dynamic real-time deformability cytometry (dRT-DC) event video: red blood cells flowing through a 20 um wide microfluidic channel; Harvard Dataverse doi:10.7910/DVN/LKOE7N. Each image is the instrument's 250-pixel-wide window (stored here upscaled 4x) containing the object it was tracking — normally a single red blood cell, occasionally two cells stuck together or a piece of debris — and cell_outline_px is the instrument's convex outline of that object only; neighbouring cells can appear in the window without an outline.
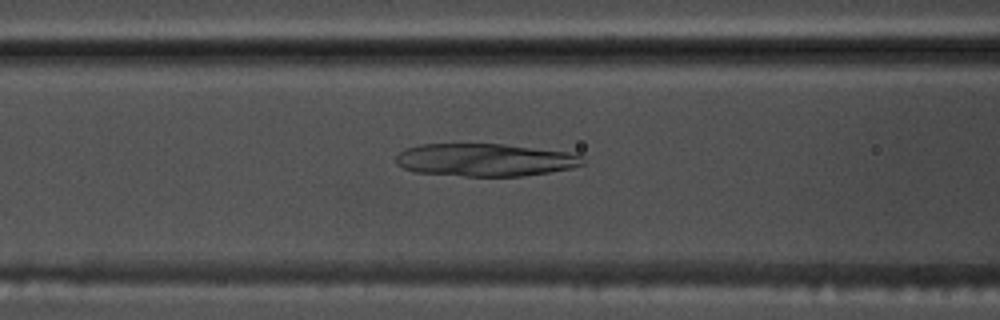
{"species": "common noctule bat (a hibernating species)", "species_latin": "Nyctalus noctula", "temperature_condition": "warm", "stored_images_in_passage": 54, "camera_frame_rate_fps": 3000, "um_per_image_px": 0.085, "animal": {"sex": "male", "body_mass_g": 17.5, "forearm_length_mm": 52.3}, "frame": {"image": 1, "passage_image": 22, "time_ms": 7.0, "image_size_px": [1000, 320], "cell_outline_px": [[584, 164], [572, 168], [548, 172], [520, 176], [464, 176], [416, 172], [404, 168], [396, 164], [396, 156], [400, 152], [408, 148], [420, 144], [504, 144], [568, 152], [580, 156], [584, 160]], "centroid_in_image_um": [41.22, 13.59], "position_along_channel_um": 125.4, "area_um2": 35.43}}
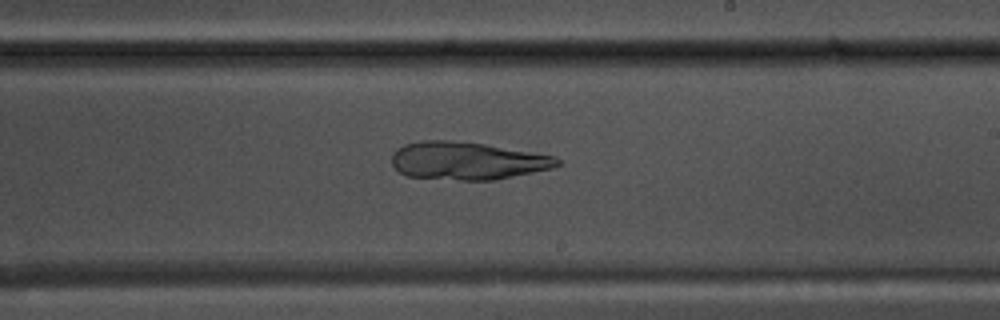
{"frame": {"image": 2, "passage_image": 32, "time_ms": 10.333, "image_size_px": [1000, 320], "cell_outline_px": [[560, 164], [552, 168], [496, 180], [460, 180], [408, 176], [400, 172], [392, 164], [392, 152], [396, 148], [404, 144], [420, 140], [448, 140], [484, 144], [556, 156], [560, 160]], "centroid_in_image_um": [39.7, 13.66], "position_along_channel_um": 249.3, "area_um2": 36.41}}
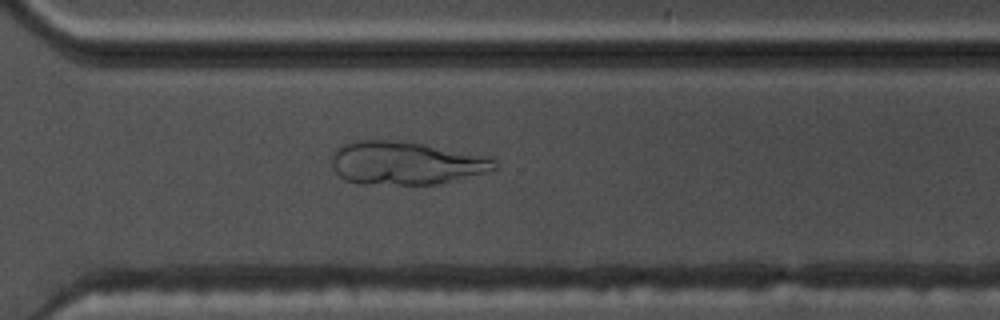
{"frame": {"image": 3, "passage_image": 39, "time_ms": 12.667, "image_size_px": [1000, 320], "cell_outline_px": [[496, 168], [456, 180], [440, 184], [360, 184], [344, 180], [336, 172], [332, 164], [332, 152], [336, 148], [344, 144], [356, 140], [392, 140], [424, 144], [492, 156], [496, 160]], "centroid_in_image_um": [34.48, 13.85], "position_along_channel_um": 336.1, "area_um2": 41.15}}